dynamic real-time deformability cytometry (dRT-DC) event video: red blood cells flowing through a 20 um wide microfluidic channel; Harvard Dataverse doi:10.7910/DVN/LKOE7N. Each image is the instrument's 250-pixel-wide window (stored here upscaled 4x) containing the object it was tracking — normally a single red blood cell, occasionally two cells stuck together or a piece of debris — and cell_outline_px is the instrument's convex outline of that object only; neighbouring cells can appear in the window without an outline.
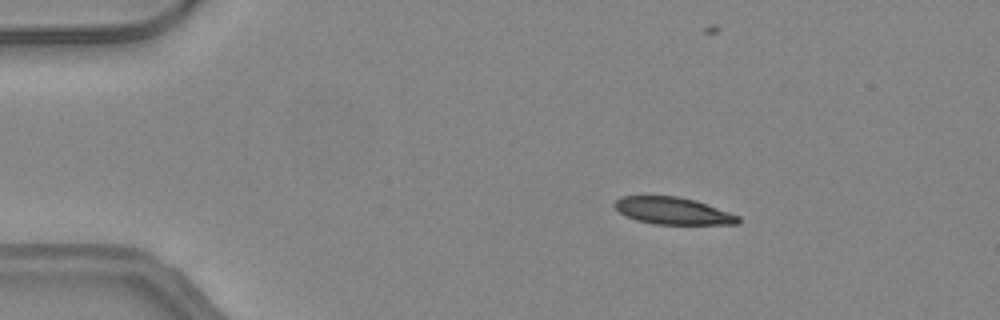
{"species": "common noctule bat (a hibernating species)", "species_latin": "Nyctalus noctula", "temperature_condition": "warm", "stored_images_in_passage": 43, "camera_frame_rate_fps": 3000, "um_per_image_px": 0.085, "animal": {"sex": "female", "body_mass_g": 24.6, "forearm_length_mm": 56.2}, "frame": {"image": 1, "passage_image": 2, "time_ms": 0.333, "image_size_px": [1000, 320], "cell_outline_px": [[740, 224], [656, 224], [636, 220], [620, 212], [612, 204], [620, 196], [676, 196], [696, 200], [740, 216]], "centroid_in_image_um": [57.21, 17.92], "position_along_channel_um": 27.8, "area_um2": 19.42}}
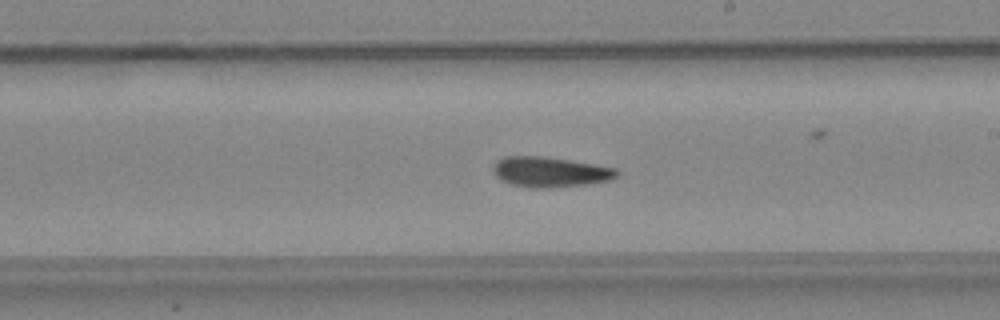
{"frame": {"image": 2, "passage_image": 22, "time_ms": 7.0, "image_size_px": [1000, 320], "cell_outline_px": [[620, 172], [616, 176], [608, 180], [588, 184], [548, 188], [532, 188], [512, 184], [500, 180], [496, 176], [492, 168], [492, 164], [496, 160], [504, 156], [544, 156], [616, 168]], "centroid_in_image_um": [46.7, 14.61], "position_along_channel_um": 242.3, "area_um2": 21.79}}
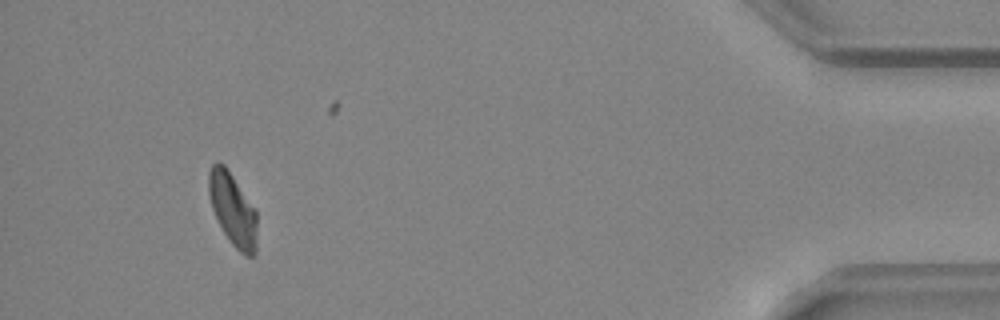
{"frame": {"image": 3, "passage_image": 39, "time_ms": 12.667, "image_size_px": [1000, 320], "cell_outline_px": [[256, 252], [252, 256], [244, 256], [228, 240], [212, 208], [208, 192], [208, 172], [212, 164], [216, 160], [224, 164], [256, 208]], "centroid_in_image_um": [19.78, 17.77], "position_along_channel_um": 415.4, "area_um2": 20.58}, "authors_computed_cell_mechanics": {"area_um2": 21.097, "velocity_mm_per_s": 4.2521, "shape_relaxation_time_tau1_ms": 9.4957, "shape_relaxation_time_tau2_ms": 5.8332, "deformation_change_tau1": 0.2359, "deformation_change_tau2": 0.1409}}